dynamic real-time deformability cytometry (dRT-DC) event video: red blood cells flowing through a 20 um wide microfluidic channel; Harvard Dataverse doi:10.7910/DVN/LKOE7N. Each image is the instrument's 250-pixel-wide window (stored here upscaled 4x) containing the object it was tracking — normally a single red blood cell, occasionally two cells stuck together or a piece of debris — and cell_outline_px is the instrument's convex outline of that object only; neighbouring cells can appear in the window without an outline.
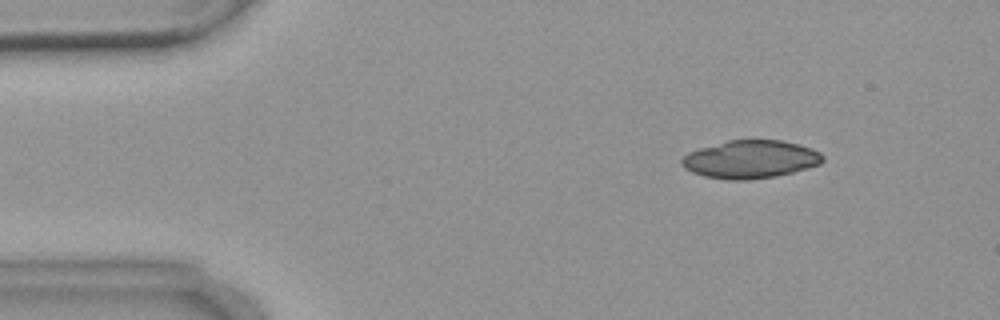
{"species": "common noctule bat (a hibernating species)", "species_latin": "Nyctalus noctula", "temperature_condition": "warm", "stored_images_in_passage": 5, "camera_frame_rate_fps": 3000, "um_per_image_px": 0.085, "animal": {"sex": "female", "body_mass_g": 18.4}, "frame": {"image": 1, "passage_image": 2, "time_ms": 1.333, "image_size_px": [1000, 320], "cell_outline_px": [[824, 160], [820, 164], [792, 172], [776, 176], [748, 180], [728, 180], [704, 176], [692, 172], [684, 168], [680, 164], [680, 160], [688, 152], [700, 148], [728, 140], [780, 140], [800, 144], [812, 148], [820, 152], [824, 156]], "centroid_in_image_um": [63.78, 13.54], "position_along_channel_um": 21.2, "area_um2": 31.33}}